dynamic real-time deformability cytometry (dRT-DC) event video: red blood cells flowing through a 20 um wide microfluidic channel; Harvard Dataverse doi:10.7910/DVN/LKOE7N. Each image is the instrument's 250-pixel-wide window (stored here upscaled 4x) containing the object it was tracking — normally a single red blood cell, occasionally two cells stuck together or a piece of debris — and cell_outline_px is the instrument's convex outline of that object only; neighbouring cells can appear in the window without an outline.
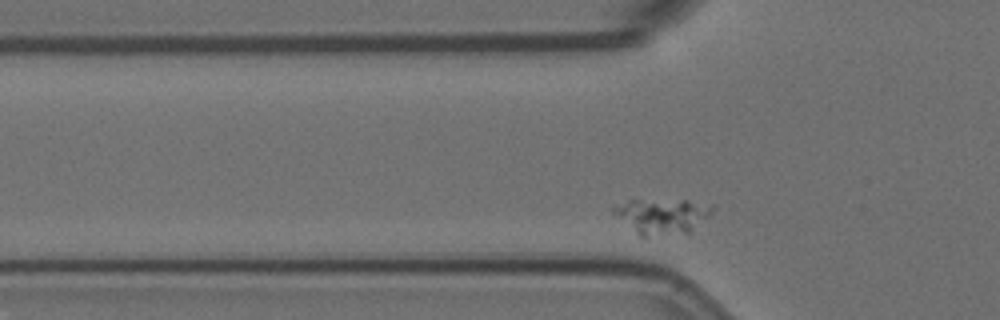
{"species": "Egyptian fruit bat (a non-hibernating species)", "species_latin": "Rousettus aegyptiacus", "temperature_condition": "room temperature", "stored_images_in_passage": 34, "camera_frame_rate_fps": 3000, "um_per_image_px": 0.085, "animal": {"sex": "female"}, "frame": {"image": 1, "passage_image": 4, "time_ms": 1.0, "image_size_px": [1000, 320], "cell_outline_px": [[716, 208], [708, 216], [688, 232], [644, 236], [640, 236], [612, 212], [612, 208], [628, 200], [688, 200], [712, 204]], "centroid_in_image_um": [56.3, 18.33], "position_along_channel_um": 69.5, "area_um2": 19.88}}
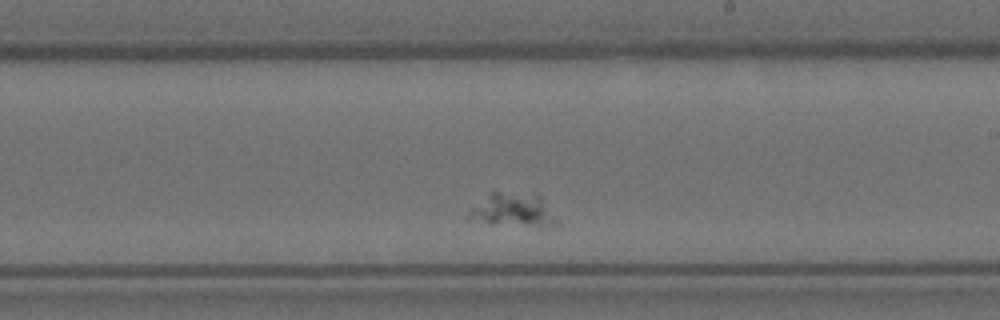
{"frame": {"image": 2, "passage_image": 21, "time_ms": 6.667, "image_size_px": [1000, 320], "cell_outline_px": [[560, 228], [488, 224], [464, 216], [492, 188], [540, 192], [560, 220]], "centroid_in_image_um": [43.73, 17.79], "position_along_channel_um": 245.3, "area_um2": 19.19}}
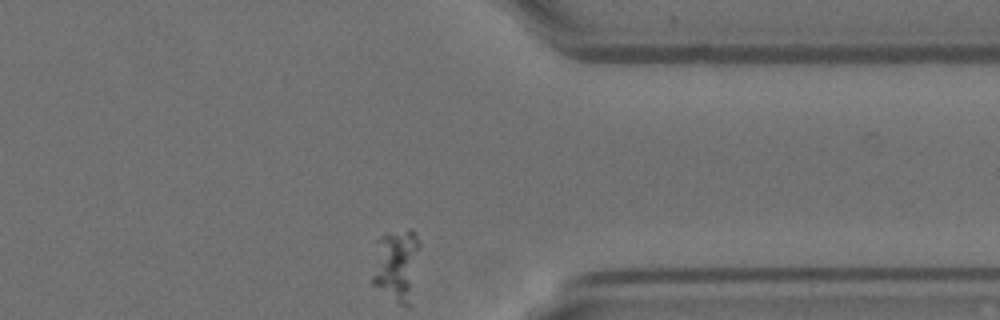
{"frame": {"image": 3, "passage_image": 34, "time_ms": 11.0, "image_size_px": [1000, 320], "cell_outline_px": [[420, 244], [408, 304], [400, 304], [372, 284], [372, 276], [376, 240], [380, 236], [408, 228], [416, 232]], "centroid_in_image_um": [33.66, 22.43], "position_along_channel_um": 377.7, "area_um2": 19.36}}